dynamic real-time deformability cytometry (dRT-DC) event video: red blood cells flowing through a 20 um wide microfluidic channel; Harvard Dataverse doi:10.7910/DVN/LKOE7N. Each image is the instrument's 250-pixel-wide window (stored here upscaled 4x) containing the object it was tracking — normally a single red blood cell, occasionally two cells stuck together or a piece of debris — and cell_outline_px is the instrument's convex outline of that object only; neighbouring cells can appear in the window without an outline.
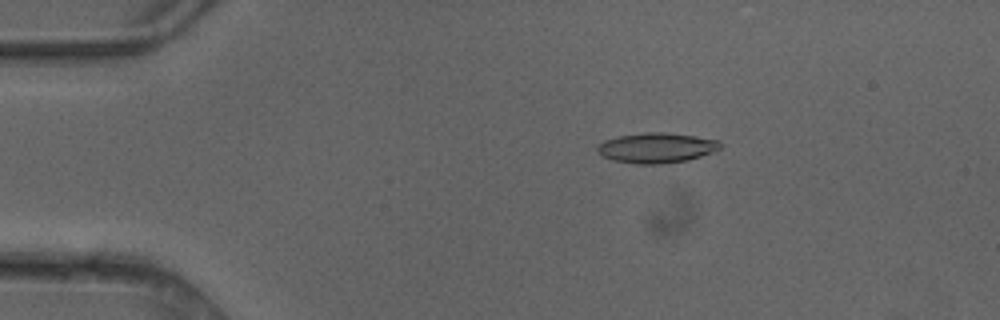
{"species": "common noctule bat (a hibernating species)", "species_latin": "Nyctalus noctula", "temperature_condition": "cold", "stored_images_in_passage": 4, "camera_frame_rate_fps": 3000, "um_per_image_px": 0.085, "animal": {"sex": "female"}, "frame": {"image": 1, "passage_image": 2, "time_ms": 0.333, "image_size_px": [1000, 320], "cell_outline_px": [[720, 148], [716, 152], [688, 160], [660, 164], [636, 164], [612, 160], [596, 152], [596, 148], [604, 140], [620, 136], [644, 132], [660, 132], [692, 136], [720, 140]], "centroid_in_image_um": [55.81, 12.58], "position_along_channel_um": 29.2, "area_um2": 21.56}}
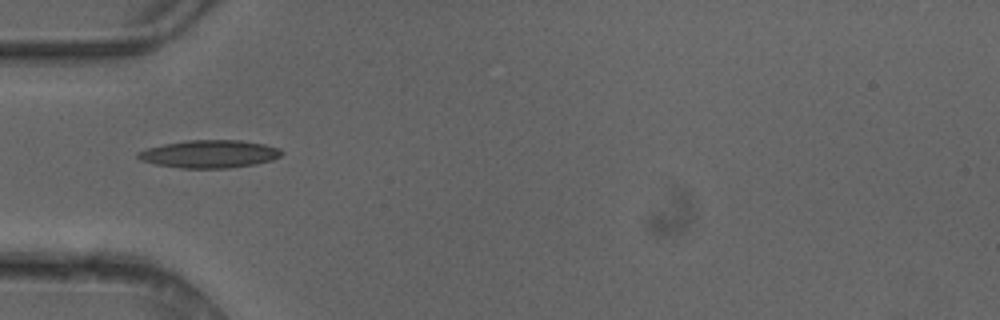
{"frame": {"image": 2, "passage_image": 4, "time_ms": 1.0, "image_size_px": [1000, 320], "cell_outline_px": [[284, 152], [280, 156], [272, 160], [256, 164], [228, 168], [180, 168], [156, 164], [140, 160], [136, 156], [136, 152], [148, 148], [164, 144], [188, 140], [240, 140], [264, 144], [280, 148]], "centroid_in_image_um": [17.81, 13.09], "position_along_channel_um": 67.2, "area_um2": 23.29}}